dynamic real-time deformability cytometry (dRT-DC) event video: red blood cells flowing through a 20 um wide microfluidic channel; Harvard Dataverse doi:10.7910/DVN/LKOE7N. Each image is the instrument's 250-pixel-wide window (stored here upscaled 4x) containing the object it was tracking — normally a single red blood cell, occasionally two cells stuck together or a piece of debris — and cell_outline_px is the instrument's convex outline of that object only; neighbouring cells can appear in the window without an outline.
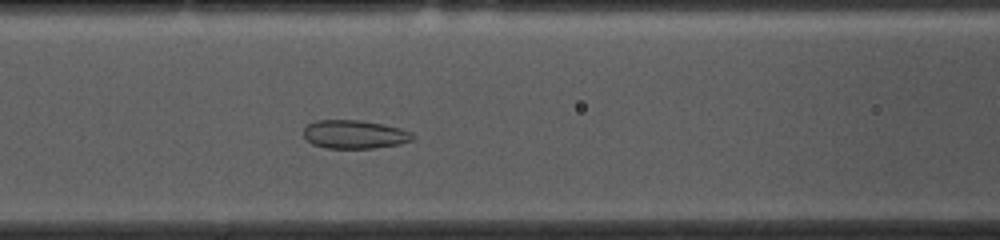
{"species": "common noctule bat (a hibernating species)", "species_latin": "Nyctalus noctula", "temperature_condition": "cold", "stored_images_in_passage": 52, "camera_frame_rate_fps": 3000, "um_per_image_px": 0.085, "animal": {"sex": "female", "body_mass_g": 10.0, "forearm_length_mm": 53.1}, "frame": {"image": 1, "passage_image": 19, "time_ms": 6.0, "image_size_px": [1000, 240], "cell_outline_px": [[416, 136], [412, 140], [400, 144], [372, 148], [328, 148], [312, 144], [304, 136], [304, 128], [308, 124], [316, 120], [360, 120], [384, 124], [400, 128], [412, 132]], "centroid_in_image_um": [30.16, 11.41], "position_along_channel_um": 136.4, "area_um2": 18.15}}
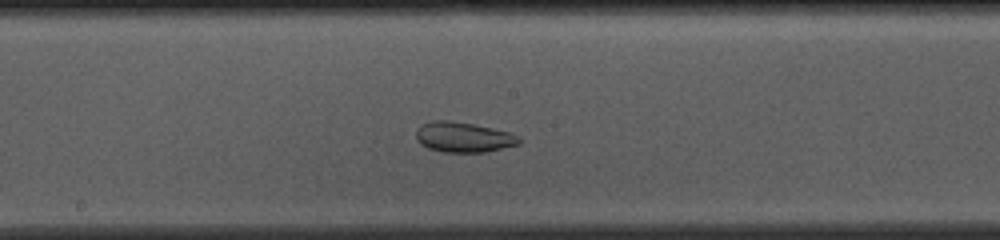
{"frame": {"image": 2, "passage_image": 25, "time_ms": 8.0, "image_size_px": [1000, 240], "cell_outline_px": [[520, 144], [484, 152], [444, 152], [428, 148], [420, 144], [416, 140], [416, 132], [420, 124], [428, 120], [448, 120], [472, 124], [492, 128], [508, 132], [520, 136]], "centroid_in_image_um": [39.35, 11.65], "position_along_channel_um": 208.9, "area_um2": 18.21}}
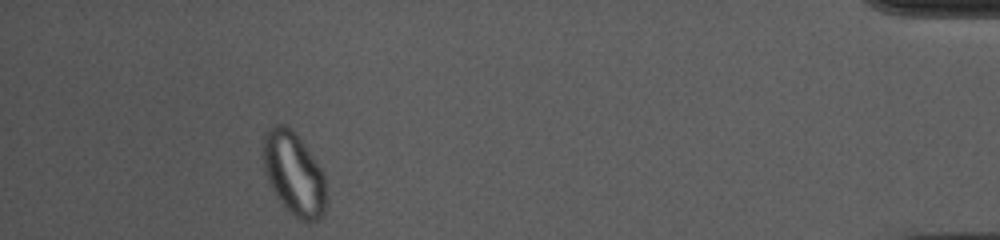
{"frame": {"image": 3, "passage_image": 47, "time_ms": 15.333, "image_size_px": [1000, 240], "cell_outline_px": [[328, 200], [324, 212], [316, 220], [308, 224], [300, 220], [276, 196], [268, 180], [264, 168], [264, 132], [268, 128], [276, 124], [288, 124], [292, 128], [324, 172]], "centroid_in_image_um": [25.02, 14.75], "position_along_channel_um": 410.2, "area_um2": 30.58}, "authors_computed_cell_mechanics": {"area_um2": 24.276, "velocity_mm_per_s": 3.6216, "shape_relaxation_time_tau1_ms": null, "shape_relaxation_time_tau2_ms": 1.2924, "deformation_change_tau1": null, "deformation_change_tau2": 0.0519}}